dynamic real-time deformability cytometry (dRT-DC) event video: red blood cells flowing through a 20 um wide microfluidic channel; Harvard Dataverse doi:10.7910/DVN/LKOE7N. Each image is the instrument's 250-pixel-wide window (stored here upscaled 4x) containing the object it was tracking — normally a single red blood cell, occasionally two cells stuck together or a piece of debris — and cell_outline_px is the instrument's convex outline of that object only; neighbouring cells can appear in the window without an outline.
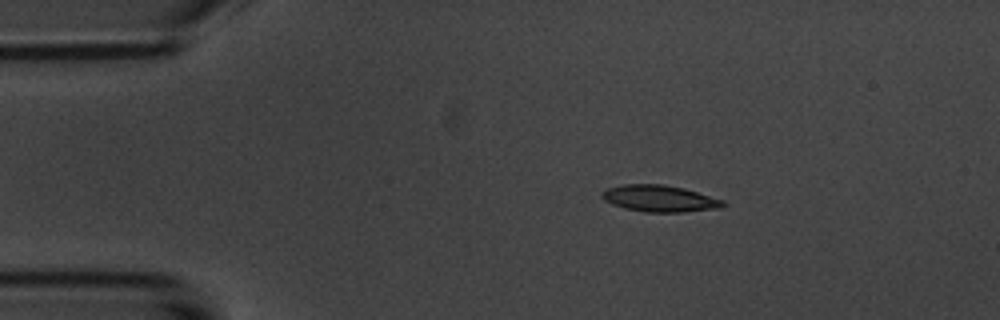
{"species": "common noctule bat (a hibernating species)", "species_latin": "Nyctalus noctula", "temperature_condition": "room temperature", "stored_images_in_passage": 14, "camera_frame_rate_fps": 3000, "um_per_image_px": 0.085, "animal": {"sex": "male", "body_mass_g": 20.1, "forearm_length_mm": 53.5}, "frame": {"image": 1, "passage_image": 3, "time_ms": 2.0, "image_size_px": [1000, 320], "cell_outline_px": [[724, 208], [684, 212], [644, 212], [624, 208], [612, 204], [604, 200], [600, 196], [600, 192], [608, 188], [624, 184], [664, 184], [684, 188], [724, 200]], "centroid_in_image_um": [56.06, 16.87], "position_along_channel_um": 28.9, "area_um2": 18.96}}
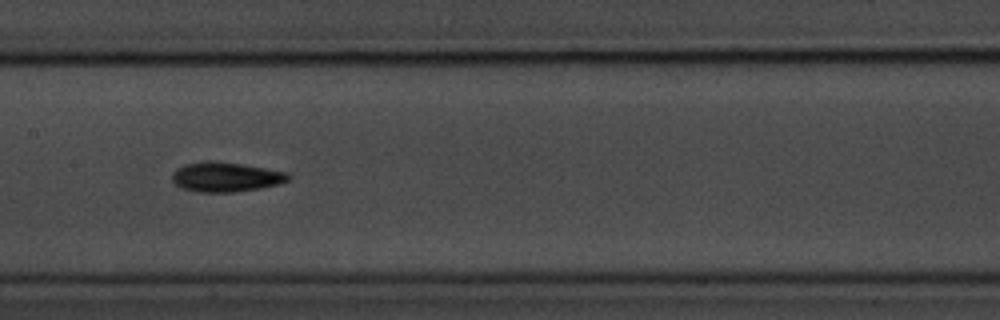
{"frame": {"image": 2, "passage_image": 7, "time_ms": 7.667, "image_size_px": [1000, 320], "cell_outline_px": [[292, 176], [288, 180], [280, 184], [260, 188], [232, 192], [200, 192], [180, 188], [172, 180], [172, 172], [176, 168], [184, 164], [204, 160], [212, 160], [240, 164], [288, 172]], "centroid_in_image_um": [19.17, 15.03], "position_along_channel_um": 188.2, "area_um2": 20.23}}
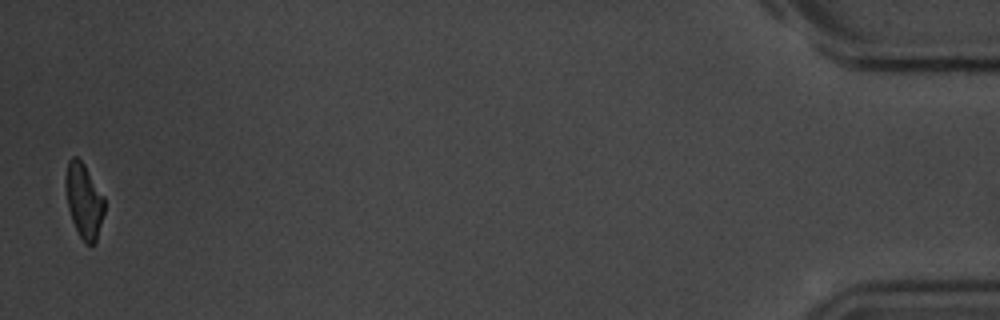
{"frame": {"image": 3, "passage_image": 14, "time_ms": 16.667, "image_size_px": [1000, 320], "cell_outline_px": [[104, 212], [96, 240], [92, 244], [84, 244], [72, 220], [68, 208], [64, 184], [68, 160], [72, 156], [76, 156], [84, 164], [104, 196]], "centroid_in_image_um": [7.12, 17.03], "position_along_channel_um": 428.1, "area_um2": 16.82}, "authors_computed_cell_mechanics": {"area_um2": 18.207, "velocity_mm_per_s": 3.695, "shape_relaxation_time_tau1_ms": 3.5207, "shape_relaxation_time_tau2_ms": null, "deformation_change_tau1": 0.1396, "deformation_change_tau2": null}}